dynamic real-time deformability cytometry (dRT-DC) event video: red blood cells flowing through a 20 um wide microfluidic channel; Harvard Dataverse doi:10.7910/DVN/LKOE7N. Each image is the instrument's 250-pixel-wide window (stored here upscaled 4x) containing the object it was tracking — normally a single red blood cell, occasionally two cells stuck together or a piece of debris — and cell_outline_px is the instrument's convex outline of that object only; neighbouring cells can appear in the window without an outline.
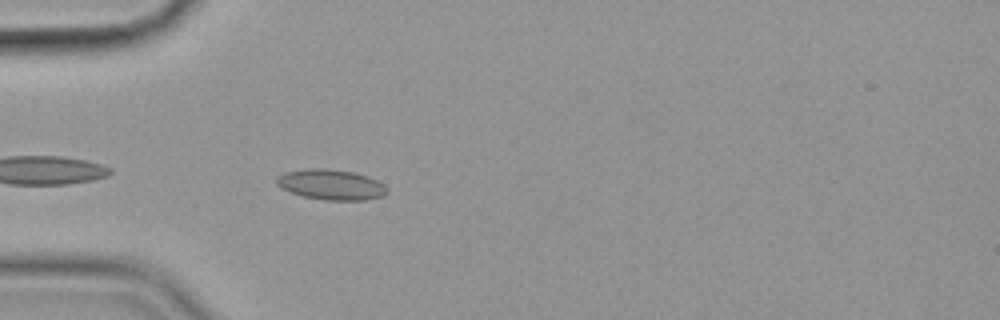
{"species": "common noctule bat (a hibernating species)", "species_latin": "Nyctalus noctula", "temperature_condition": "cold", "stored_images_in_passage": 43, "camera_frame_rate_fps": 3000, "um_per_image_px": 0.085, "animal": {"sex": "female", "body_mass_g": 19.9}, "frame": {"image": 1, "passage_image": 3, "time_ms": 0.667, "image_size_px": [1000, 320], "cell_outline_px": [[388, 192], [384, 196], [364, 200], [324, 200], [304, 196], [280, 188], [276, 184], [276, 180], [284, 172], [308, 168], [324, 168], [352, 172], [368, 176], [384, 184], [388, 188]], "centroid_in_image_um": [28.16, 15.69], "position_along_channel_um": 56.8, "area_um2": 19.54}}
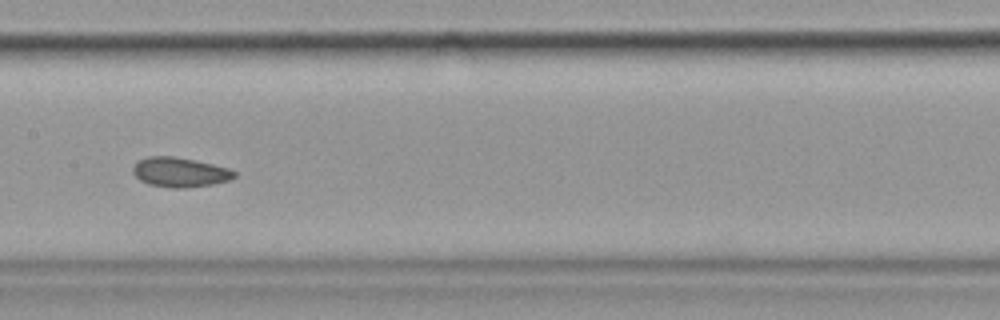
{"frame": {"image": 2, "passage_image": 15, "time_ms": 4.667, "image_size_px": [1000, 320], "cell_outline_px": [[236, 176], [228, 180], [212, 184], [184, 188], [172, 188], [148, 184], [140, 180], [132, 172], [132, 168], [140, 160], [148, 156], [172, 156], [196, 160], [228, 168], [236, 172]], "centroid_in_image_um": [15.28, 14.64], "position_along_channel_um": 192.1, "area_um2": 17.4}}
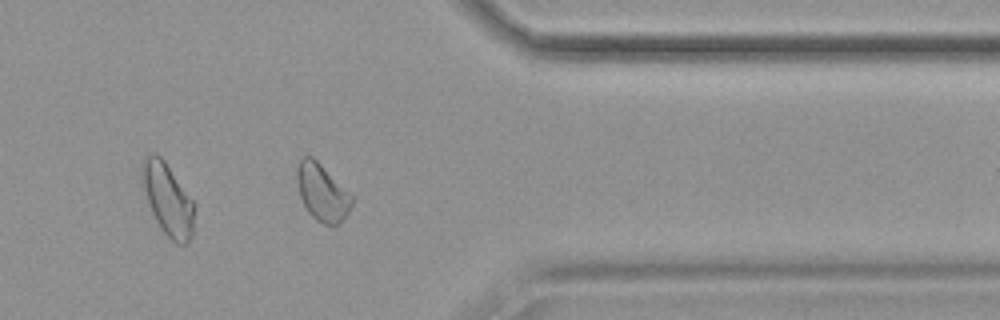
{"frame": {"image": 3, "passage_image": 32, "time_ms": 10.333, "image_size_px": [1000, 320], "cell_outline_px": [[356, 200], [348, 212], [336, 224], [324, 224], [316, 220], [308, 212], [300, 196], [296, 180], [296, 168], [300, 160], [304, 156], [312, 156], [356, 196]], "centroid_in_image_um": [27.42, 16.32], "position_along_channel_um": 384.0, "area_um2": 18.5}, "authors_computed_cell_mechanics": {"area_um2": 17.8602, "velocity_mm_per_s": 3.5524, "shape_relaxation_time_tau1_ms": 9.5399, "shape_relaxation_time_tau2_ms": 2.6261, "deformation_change_tau1": 0.1084, "deformation_change_tau2": 0.0675}}